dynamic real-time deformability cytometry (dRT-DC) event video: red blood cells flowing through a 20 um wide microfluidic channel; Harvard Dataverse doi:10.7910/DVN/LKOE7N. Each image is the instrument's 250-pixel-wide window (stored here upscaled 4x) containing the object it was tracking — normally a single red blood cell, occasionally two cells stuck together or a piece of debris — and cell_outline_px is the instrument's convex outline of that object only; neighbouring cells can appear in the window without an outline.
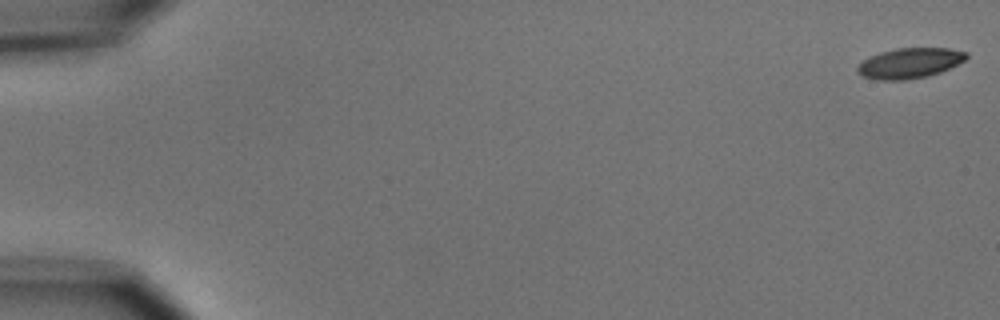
{"species": "common noctule bat (a hibernating species)", "species_latin": "Nyctalus noctula", "temperature_condition": "cold", "stored_images_in_passage": 5, "camera_frame_rate_fps": 3000, "um_per_image_px": 0.085, "animal": {"sex": "male", "body_mass_g": 15.6}, "frame": {"image": 1, "passage_image": 1, "time_ms": 0.0, "image_size_px": [1000, 320], "cell_outline_px": [[968, 56], [964, 60], [940, 72], [928, 76], [904, 80], [876, 80], [864, 76], [856, 72], [856, 68], [868, 56], [880, 52], [896, 48], [948, 48], [968, 52]], "centroid_in_image_um": [77.3, 5.36], "position_along_channel_um": 7.7, "area_um2": 19.19}}
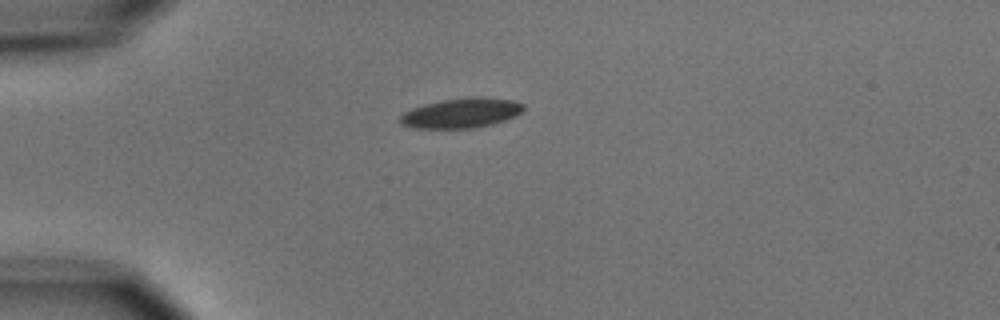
{"frame": {"image": 2, "passage_image": 5, "time_ms": 4.667, "image_size_px": [1000, 320], "cell_outline_px": [[524, 108], [516, 116], [492, 124], [472, 128], [416, 128], [400, 124], [400, 116], [404, 112], [412, 108], [424, 104], [444, 100], [476, 96], [480, 96], [516, 100], [524, 104]], "centroid_in_image_um": [39.24, 9.6], "position_along_channel_um": 45.8, "area_um2": 21.44}}